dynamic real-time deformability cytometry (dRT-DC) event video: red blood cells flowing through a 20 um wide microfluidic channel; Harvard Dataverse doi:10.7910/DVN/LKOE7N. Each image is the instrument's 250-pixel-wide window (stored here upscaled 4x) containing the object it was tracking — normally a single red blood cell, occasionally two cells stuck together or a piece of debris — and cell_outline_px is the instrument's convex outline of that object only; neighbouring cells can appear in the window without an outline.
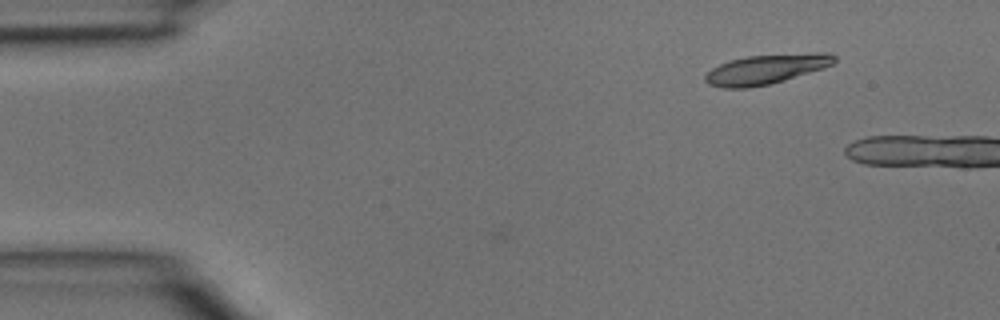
{"species": "common noctule bat (a hibernating species)", "species_latin": "Nyctalus noctula", "temperature_condition": "room temperature", "stored_images_in_passage": 3, "camera_frame_rate_fps": 3000, "um_per_image_px": 0.085, "animal": {"sex": "male", "body_mass_g": 15.6}, "frame": {"image": 1, "passage_image": 3, "time_ms": 0.667, "image_size_px": [1000, 320], "cell_outline_px": [[836, 60], [832, 64], [824, 68], [784, 80], [768, 84], [748, 88], [724, 88], [708, 84], [704, 80], [704, 76], [712, 68], [728, 60], [748, 56], [816, 52], [828, 52], [836, 56]], "centroid_in_image_um": [65.12, 5.87], "position_along_channel_um": 19.9, "area_um2": 22.37}}